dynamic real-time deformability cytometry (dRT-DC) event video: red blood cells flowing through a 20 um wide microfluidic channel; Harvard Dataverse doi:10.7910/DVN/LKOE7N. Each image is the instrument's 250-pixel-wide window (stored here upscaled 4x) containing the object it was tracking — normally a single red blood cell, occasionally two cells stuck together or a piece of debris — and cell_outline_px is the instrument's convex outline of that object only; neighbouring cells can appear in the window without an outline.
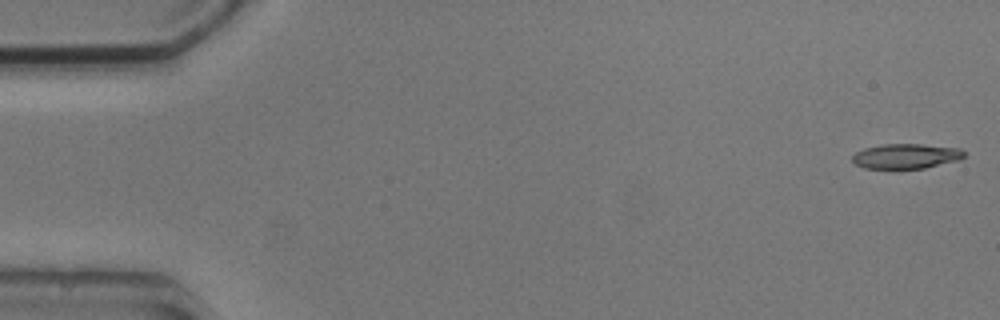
{"species": "common noctule bat (a hibernating species)", "species_latin": "Nyctalus noctula", "temperature_condition": "cold", "stored_images_in_passage": 5, "camera_frame_rate_fps": 3000, "um_per_image_px": 0.085, "animal": {"sex": "male", "body_mass_g": 20.5, "forearm_length_mm": 52.5}, "frame": {"image": 1, "passage_image": 1, "time_ms": 0.0, "image_size_px": [1000, 320], "cell_outline_px": [[964, 156], [960, 160], [924, 168], [864, 168], [856, 164], [852, 160], [852, 156], [856, 152], [864, 148], [884, 144], [920, 144], [960, 148], [964, 152]], "centroid_in_image_um": [77.02, 13.27], "position_along_channel_um": 8.0, "area_um2": 16.13}}
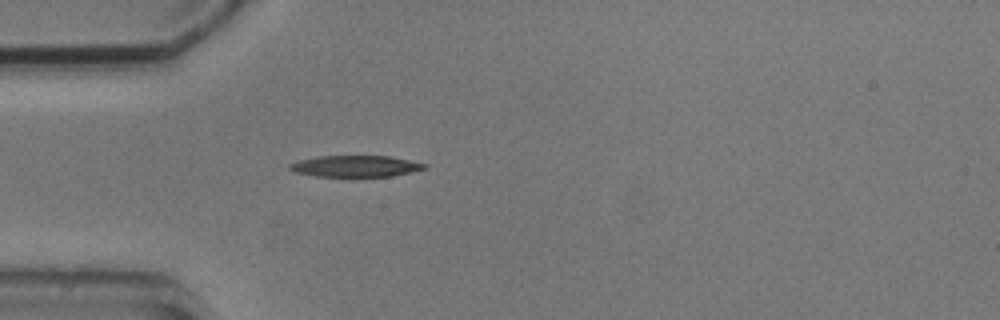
{"frame": {"image": 2, "passage_image": 5, "time_ms": 4.667, "image_size_px": [1000, 320], "cell_outline_px": [[428, 168], [392, 176], [316, 176], [296, 172], [288, 168], [288, 164], [296, 160], [320, 156], [392, 156], [428, 164]], "centroid_in_image_um": [30.23, 14.11], "position_along_channel_um": 54.8, "area_um2": 16.82}}